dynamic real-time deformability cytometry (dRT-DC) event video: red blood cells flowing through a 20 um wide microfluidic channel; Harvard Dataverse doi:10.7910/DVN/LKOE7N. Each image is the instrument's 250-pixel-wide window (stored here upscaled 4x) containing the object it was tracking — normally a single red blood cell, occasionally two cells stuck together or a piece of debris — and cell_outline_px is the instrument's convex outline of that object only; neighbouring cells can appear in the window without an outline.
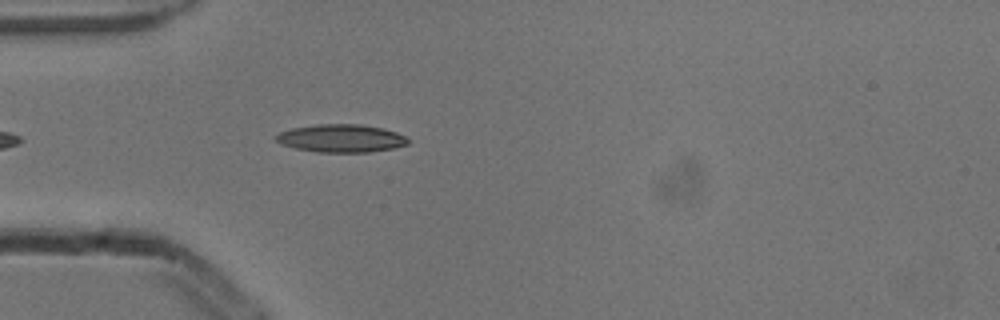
{"species": "common noctule bat (a hibernating species)", "species_latin": "Nyctalus noctula", "temperature_condition": "cold", "stored_images_in_passage": 5, "camera_frame_rate_fps": 3000, "um_per_image_px": 0.085, "animal": {"sex": "male", "body_mass_g": 13.3}, "frame": {"image": 1, "passage_image": 5, "time_ms": 1.333, "image_size_px": [1000, 320], "cell_outline_px": [[408, 144], [392, 148], [368, 152], [316, 152], [296, 148], [280, 144], [272, 136], [280, 132], [292, 128], [316, 124], [360, 124], [384, 128], [396, 132], [404, 136], [408, 140]], "centroid_in_image_um": [28.95, 11.75], "position_along_channel_um": 56.0, "area_um2": 21.5}}